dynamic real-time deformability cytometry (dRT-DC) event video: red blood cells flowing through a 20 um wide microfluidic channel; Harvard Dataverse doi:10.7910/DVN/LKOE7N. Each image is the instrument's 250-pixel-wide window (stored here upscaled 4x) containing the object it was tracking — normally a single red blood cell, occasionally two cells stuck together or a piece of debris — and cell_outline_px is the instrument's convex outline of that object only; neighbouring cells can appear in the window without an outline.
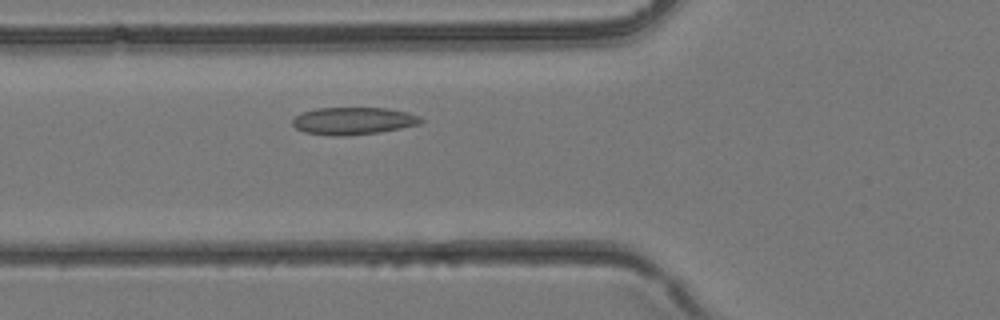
{"species": "common noctule bat (a hibernating species)", "species_latin": "Nyctalus noctula", "temperature_condition": "room temperature", "stored_images_in_passage": 26, "camera_frame_rate_fps": 3000, "um_per_image_px": 0.085, "animal": {"sex": "female", "body_mass_g": 24.6, "forearm_length_mm": 56.2}, "frame": {"image": 1, "passage_image": 3, "time_ms": 0.667, "image_size_px": [1000, 320], "cell_outline_px": [[424, 120], [420, 124], [380, 132], [348, 136], [332, 136], [304, 132], [296, 128], [292, 124], [292, 120], [296, 116], [304, 112], [316, 108], [388, 108], [408, 112], [420, 116]], "centroid_in_image_um": [30.05, 10.28], "position_along_channel_um": 95.8, "area_um2": 20.58}}
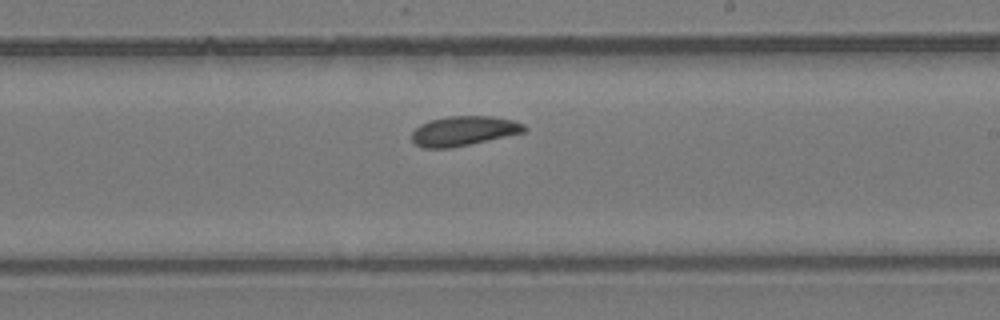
{"frame": {"image": 2, "passage_image": 12, "time_ms": 3.667, "image_size_px": [1000, 320], "cell_outline_px": [[528, 128], [524, 132], [468, 144], [448, 148], [424, 148], [416, 144], [412, 140], [412, 132], [420, 124], [428, 120], [448, 116], [492, 116], [512, 120], [524, 124]], "centroid_in_image_um": [39.39, 11.11], "position_along_channel_um": 249.6, "area_um2": 19.25}}
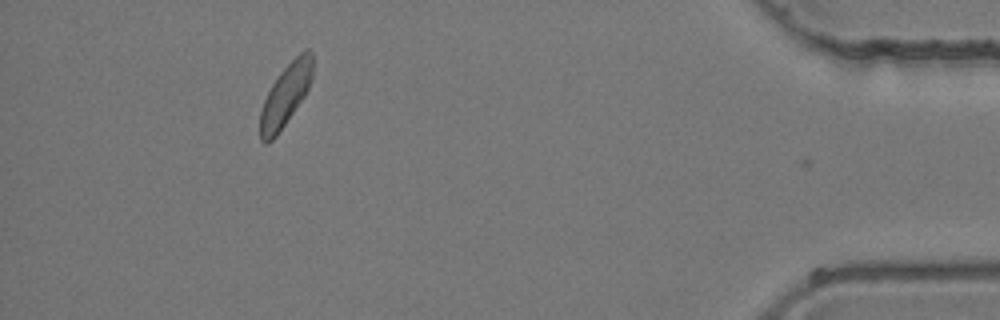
{"frame": {"image": 3, "passage_image": 25, "time_ms": 8.0, "image_size_px": [1000, 320], "cell_outline_px": [[312, 80], [304, 96], [276, 136], [272, 140], [264, 144], [260, 140], [260, 112], [264, 100], [272, 84], [280, 72], [304, 48], [308, 48], [312, 52]], "centroid_in_image_um": [24.27, 8.07], "position_along_channel_um": 410.9, "area_um2": 18.73}}